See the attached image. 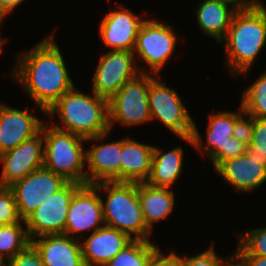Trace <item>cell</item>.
I'll list each match as a JSON object with an SVG mask.
<instances>
[{
  "label": "cell",
  "mask_w": 266,
  "mask_h": 266,
  "mask_svg": "<svg viewBox=\"0 0 266 266\" xmlns=\"http://www.w3.org/2000/svg\"><path fill=\"white\" fill-rule=\"evenodd\" d=\"M158 247L151 240H133L105 266H147L151 254Z\"/></svg>",
  "instance_id": "484cf974"
},
{
  "label": "cell",
  "mask_w": 266,
  "mask_h": 266,
  "mask_svg": "<svg viewBox=\"0 0 266 266\" xmlns=\"http://www.w3.org/2000/svg\"><path fill=\"white\" fill-rule=\"evenodd\" d=\"M54 33L35 47L19 52L10 76L22 85L41 113L53 106L66 92L75 87Z\"/></svg>",
  "instance_id": "6da1fadb"
},
{
  "label": "cell",
  "mask_w": 266,
  "mask_h": 266,
  "mask_svg": "<svg viewBox=\"0 0 266 266\" xmlns=\"http://www.w3.org/2000/svg\"><path fill=\"white\" fill-rule=\"evenodd\" d=\"M154 146L133 138L121 139L120 181L145 182L151 173Z\"/></svg>",
  "instance_id": "44dd1931"
},
{
  "label": "cell",
  "mask_w": 266,
  "mask_h": 266,
  "mask_svg": "<svg viewBox=\"0 0 266 266\" xmlns=\"http://www.w3.org/2000/svg\"><path fill=\"white\" fill-rule=\"evenodd\" d=\"M248 266H266V257L256 255H239Z\"/></svg>",
  "instance_id": "74e56055"
},
{
  "label": "cell",
  "mask_w": 266,
  "mask_h": 266,
  "mask_svg": "<svg viewBox=\"0 0 266 266\" xmlns=\"http://www.w3.org/2000/svg\"><path fill=\"white\" fill-rule=\"evenodd\" d=\"M213 248L214 246L208 247L195 256L181 257V266H222L226 257H219Z\"/></svg>",
  "instance_id": "1f68e13d"
},
{
  "label": "cell",
  "mask_w": 266,
  "mask_h": 266,
  "mask_svg": "<svg viewBox=\"0 0 266 266\" xmlns=\"http://www.w3.org/2000/svg\"><path fill=\"white\" fill-rule=\"evenodd\" d=\"M104 225L100 192L93 185H83L70 203L64 234L76 239V234L93 233Z\"/></svg>",
  "instance_id": "5bb4252c"
},
{
  "label": "cell",
  "mask_w": 266,
  "mask_h": 266,
  "mask_svg": "<svg viewBox=\"0 0 266 266\" xmlns=\"http://www.w3.org/2000/svg\"><path fill=\"white\" fill-rule=\"evenodd\" d=\"M232 5L237 10H247L257 4H263L261 0H219Z\"/></svg>",
  "instance_id": "8d00e7d4"
},
{
  "label": "cell",
  "mask_w": 266,
  "mask_h": 266,
  "mask_svg": "<svg viewBox=\"0 0 266 266\" xmlns=\"http://www.w3.org/2000/svg\"><path fill=\"white\" fill-rule=\"evenodd\" d=\"M106 194L102 211L104 224L127 234L132 240L151 239L152 232L146 227L138 198V182L105 181L93 184Z\"/></svg>",
  "instance_id": "277c9868"
},
{
  "label": "cell",
  "mask_w": 266,
  "mask_h": 266,
  "mask_svg": "<svg viewBox=\"0 0 266 266\" xmlns=\"http://www.w3.org/2000/svg\"><path fill=\"white\" fill-rule=\"evenodd\" d=\"M43 123L28 106L21 110L0 102V154L37 135Z\"/></svg>",
  "instance_id": "2e32d148"
},
{
  "label": "cell",
  "mask_w": 266,
  "mask_h": 266,
  "mask_svg": "<svg viewBox=\"0 0 266 266\" xmlns=\"http://www.w3.org/2000/svg\"><path fill=\"white\" fill-rule=\"evenodd\" d=\"M24 222L18 213L16 199L10 187H0V226Z\"/></svg>",
  "instance_id": "f1b7e54d"
},
{
  "label": "cell",
  "mask_w": 266,
  "mask_h": 266,
  "mask_svg": "<svg viewBox=\"0 0 266 266\" xmlns=\"http://www.w3.org/2000/svg\"><path fill=\"white\" fill-rule=\"evenodd\" d=\"M242 93L243 111L256 118H266V71Z\"/></svg>",
  "instance_id": "4316f807"
},
{
  "label": "cell",
  "mask_w": 266,
  "mask_h": 266,
  "mask_svg": "<svg viewBox=\"0 0 266 266\" xmlns=\"http://www.w3.org/2000/svg\"><path fill=\"white\" fill-rule=\"evenodd\" d=\"M159 75H150L148 102L151 121L159 120L178 138L191 137L193 118L174 88L164 85Z\"/></svg>",
  "instance_id": "52a82bcc"
},
{
  "label": "cell",
  "mask_w": 266,
  "mask_h": 266,
  "mask_svg": "<svg viewBox=\"0 0 266 266\" xmlns=\"http://www.w3.org/2000/svg\"><path fill=\"white\" fill-rule=\"evenodd\" d=\"M150 74L140 73L126 82L108 101L109 127L119 123L121 126H137L151 121L148 102Z\"/></svg>",
  "instance_id": "8992f818"
},
{
  "label": "cell",
  "mask_w": 266,
  "mask_h": 266,
  "mask_svg": "<svg viewBox=\"0 0 266 266\" xmlns=\"http://www.w3.org/2000/svg\"><path fill=\"white\" fill-rule=\"evenodd\" d=\"M25 0H0V20L14 11V8L20 6Z\"/></svg>",
  "instance_id": "d590c367"
},
{
  "label": "cell",
  "mask_w": 266,
  "mask_h": 266,
  "mask_svg": "<svg viewBox=\"0 0 266 266\" xmlns=\"http://www.w3.org/2000/svg\"><path fill=\"white\" fill-rule=\"evenodd\" d=\"M183 153L180 146L166 152L154 146L151 173L145 182L155 187H172L183 170Z\"/></svg>",
  "instance_id": "cb8c5ba5"
},
{
  "label": "cell",
  "mask_w": 266,
  "mask_h": 266,
  "mask_svg": "<svg viewBox=\"0 0 266 266\" xmlns=\"http://www.w3.org/2000/svg\"><path fill=\"white\" fill-rule=\"evenodd\" d=\"M0 24H1V22H0ZM6 41H7V40L4 39V38L1 36V34H0V48H3L2 46L4 45V43H5Z\"/></svg>",
  "instance_id": "ab89813d"
},
{
  "label": "cell",
  "mask_w": 266,
  "mask_h": 266,
  "mask_svg": "<svg viewBox=\"0 0 266 266\" xmlns=\"http://www.w3.org/2000/svg\"><path fill=\"white\" fill-rule=\"evenodd\" d=\"M236 192H253L266 182V160L247 154L222 161L215 169Z\"/></svg>",
  "instance_id": "e0dca14e"
},
{
  "label": "cell",
  "mask_w": 266,
  "mask_h": 266,
  "mask_svg": "<svg viewBox=\"0 0 266 266\" xmlns=\"http://www.w3.org/2000/svg\"><path fill=\"white\" fill-rule=\"evenodd\" d=\"M171 27L153 18L146 19L139 29L133 53L135 59L139 57L140 61L143 60L150 67L149 71L153 75L160 74L175 52L177 36Z\"/></svg>",
  "instance_id": "ba28073f"
},
{
  "label": "cell",
  "mask_w": 266,
  "mask_h": 266,
  "mask_svg": "<svg viewBox=\"0 0 266 266\" xmlns=\"http://www.w3.org/2000/svg\"><path fill=\"white\" fill-rule=\"evenodd\" d=\"M235 235L238 237V245L235 250L238 255L266 257V226L243 233H235Z\"/></svg>",
  "instance_id": "83f0119b"
},
{
  "label": "cell",
  "mask_w": 266,
  "mask_h": 266,
  "mask_svg": "<svg viewBox=\"0 0 266 266\" xmlns=\"http://www.w3.org/2000/svg\"><path fill=\"white\" fill-rule=\"evenodd\" d=\"M133 51L110 50L103 54L93 76L92 92L110 100L128 81L146 70L137 65Z\"/></svg>",
  "instance_id": "9c48e42d"
},
{
  "label": "cell",
  "mask_w": 266,
  "mask_h": 266,
  "mask_svg": "<svg viewBox=\"0 0 266 266\" xmlns=\"http://www.w3.org/2000/svg\"><path fill=\"white\" fill-rule=\"evenodd\" d=\"M2 266H45L39 252L30 243L23 251L8 259Z\"/></svg>",
  "instance_id": "d6a6232c"
},
{
  "label": "cell",
  "mask_w": 266,
  "mask_h": 266,
  "mask_svg": "<svg viewBox=\"0 0 266 266\" xmlns=\"http://www.w3.org/2000/svg\"><path fill=\"white\" fill-rule=\"evenodd\" d=\"M25 222L0 226V264L23 251L30 243Z\"/></svg>",
  "instance_id": "d4e9b609"
},
{
  "label": "cell",
  "mask_w": 266,
  "mask_h": 266,
  "mask_svg": "<svg viewBox=\"0 0 266 266\" xmlns=\"http://www.w3.org/2000/svg\"><path fill=\"white\" fill-rule=\"evenodd\" d=\"M133 240L125 233L104 225L80 240L85 266H105Z\"/></svg>",
  "instance_id": "ac0fdd59"
},
{
  "label": "cell",
  "mask_w": 266,
  "mask_h": 266,
  "mask_svg": "<svg viewBox=\"0 0 266 266\" xmlns=\"http://www.w3.org/2000/svg\"><path fill=\"white\" fill-rule=\"evenodd\" d=\"M147 266H181V257L174 251L162 253L158 247L151 254Z\"/></svg>",
  "instance_id": "836d02e7"
},
{
  "label": "cell",
  "mask_w": 266,
  "mask_h": 266,
  "mask_svg": "<svg viewBox=\"0 0 266 266\" xmlns=\"http://www.w3.org/2000/svg\"><path fill=\"white\" fill-rule=\"evenodd\" d=\"M220 43L225 46V65L229 72L233 76L236 73V76L243 74L246 77L266 44V5L257 4L247 10H238Z\"/></svg>",
  "instance_id": "3957f363"
},
{
  "label": "cell",
  "mask_w": 266,
  "mask_h": 266,
  "mask_svg": "<svg viewBox=\"0 0 266 266\" xmlns=\"http://www.w3.org/2000/svg\"><path fill=\"white\" fill-rule=\"evenodd\" d=\"M254 117L243 111L240 104L239 111L234 112V129L232 137L249 145L253 138Z\"/></svg>",
  "instance_id": "4dcf8cb0"
},
{
  "label": "cell",
  "mask_w": 266,
  "mask_h": 266,
  "mask_svg": "<svg viewBox=\"0 0 266 266\" xmlns=\"http://www.w3.org/2000/svg\"><path fill=\"white\" fill-rule=\"evenodd\" d=\"M82 186L67 182L24 220L30 241L42 235L64 234L70 203Z\"/></svg>",
  "instance_id": "30bf717a"
},
{
  "label": "cell",
  "mask_w": 266,
  "mask_h": 266,
  "mask_svg": "<svg viewBox=\"0 0 266 266\" xmlns=\"http://www.w3.org/2000/svg\"><path fill=\"white\" fill-rule=\"evenodd\" d=\"M207 124L205 145L195 122H193L192 136L180 137V139L195 147L200 153L205 152V156L211 158L210 161L215 169L222 161L227 160V144L234 129V112L224 110L210 113Z\"/></svg>",
  "instance_id": "4fadbf2b"
},
{
  "label": "cell",
  "mask_w": 266,
  "mask_h": 266,
  "mask_svg": "<svg viewBox=\"0 0 266 266\" xmlns=\"http://www.w3.org/2000/svg\"><path fill=\"white\" fill-rule=\"evenodd\" d=\"M248 145L231 137L227 144V159L246 154Z\"/></svg>",
  "instance_id": "e575fe53"
},
{
  "label": "cell",
  "mask_w": 266,
  "mask_h": 266,
  "mask_svg": "<svg viewBox=\"0 0 266 266\" xmlns=\"http://www.w3.org/2000/svg\"><path fill=\"white\" fill-rule=\"evenodd\" d=\"M2 52H3V48H0V54H2Z\"/></svg>",
  "instance_id": "60d3db41"
},
{
  "label": "cell",
  "mask_w": 266,
  "mask_h": 266,
  "mask_svg": "<svg viewBox=\"0 0 266 266\" xmlns=\"http://www.w3.org/2000/svg\"><path fill=\"white\" fill-rule=\"evenodd\" d=\"M222 266H248L247 263L235 252L226 257Z\"/></svg>",
  "instance_id": "f35d334b"
},
{
  "label": "cell",
  "mask_w": 266,
  "mask_h": 266,
  "mask_svg": "<svg viewBox=\"0 0 266 266\" xmlns=\"http://www.w3.org/2000/svg\"><path fill=\"white\" fill-rule=\"evenodd\" d=\"M237 11L232 5L219 0H202L195 15L203 34L220 43L226 37Z\"/></svg>",
  "instance_id": "7402d4cb"
},
{
  "label": "cell",
  "mask_w": 266,
  "mask_h": 266,
  "mask_svg": "<svg viewBox=\"0 0 266 266\" xmlns=\"http://www.w3.org/2000/svg\"><path fill=\"white\" fill-rule=\"evenodd\" d=\"M66 183L62 176L44 166L16 181L10 188L13 190L20 218L24 221L42 202Z\"/></svg>",
  "instance_id": "8fae6325"
},
{
  "label": "cell",
  "mask_w": 266,
  "mask_h": 266,
  "mask_svg": "<svg viewBox=\"0 0 266 266\" xmlns=\"http://www.w3.org/2000/svg\"><path fill=\"white\" fill-rule=\"evenodd\" d=\"M118 8L111 10L100 21V37L111 50L133 51L139 29L146 19L122 5Z\"/></svg>",
  "instance_id": "9a60e30c"
},
{
  "label": "cell",
  "mask_w": 266,
  "mask_h": 266,
  "mask_svg": "<svg viewBox=\"0 0 266 266\" xmlns=\"http://www.w3.org/2000/svg\"><path fill=\"white\" fill-rule=\"evenodd\" d=\"M79 237L74 239L63 233L42 235L32 239L31 244L45 266H85L80 244L83 236Z\"/></svg>",
  "instance_id": "d6986e66"
},
{
  "label": "cell",
  "mask_w": 266,
  "mask_h": 266,
  "mask_svg": "<svg viewBox=\"0 0 266 266\" xmlns=\"http://www.w3.org/2000/svg\"><path fill=\"white\" fill-rule=\"evenodd\" d=\"M121 139L95 144L86 150V185L120 181Z\"/></svg>",
  "instance_id": "ffe728a7"
},
{
  "label": "cell",
  "mask_w": 266,
  "mask_h": 266,
  "mask_svg": "<svg viewBox=\"0 0 266 266\" xmlns=\"http://www.w3.org/2000/svg\"><path fill=\"white\" fill-rule=\"evenodd\" d=\"M76 87L66 92L46 111V115L54 118L57 113L63 124L62 127L61 123L51 122L57 129L81 136L88 142H103L111 133L108 100L94 92L88 95Z\"/></svg>",
  "instance_id": "7a4b0ae2"
},
{
  "label": "cell",
  "mask_w": 266,
  "mask_h": 266,
  "mask_svg": "<svg viewBox=\"0 0 266 266\" xmlns=\"http://www.w3.org/2000/svg\"><path fill=\"white\" fill-rule=\"evenodd\" d=\"M0 164H2L0 187H10L16 181L42 167L44 164L42 131L14 149L0 154Z\"/></svg>",
  "instance_id": "7c38bea8"
},
{
  "label": "cell",
  "mask_w": 266,
  "mask_h": 266,
  "mask_svg": "<svg viewBox=\"0 0 266 266\" xmlns=\"http://www.w3.org/2000/svg\"><path fill=\"white\" fill-rule=\"evenodd\" d=\"M250 158L266 160V118L254 117L253 138L247 147Z\"/></svg>",
  "instance_id": "f546056e"
},
{
  "label": "cell",
  "mask_w": 266,
  "mask_h": 266,
  "mask_svg": "<svg viewBox=\"0 0 266 266\" xmlns=\"http://www.w3.org/2000/svg\"><path fill=\"white\" fill-rule=\"evenodd\" d=\"M43 123L41 131L44 141L43 166L67 182L86 185V150L81 136L55 128Z\"/></svg>",
  "instance_id": "5b68a950"
},
{
  "label": "cell",
  "mask_w": 266,
  "mask_h": 266,
  "mask_svg": "<svg viewBox=\"0 0 266 266\" xmlns=\"http://www.w3.org/2000/svg\"><path fill=\"white\" fill-rule=\"evenodd\" d=\"M138 198L145 225L151 232L155 223L167 218L174 210L175 194L169 188L138 182Z\"/></svg>",
  "instance_id": "603a6c76"
}]
</instances>
